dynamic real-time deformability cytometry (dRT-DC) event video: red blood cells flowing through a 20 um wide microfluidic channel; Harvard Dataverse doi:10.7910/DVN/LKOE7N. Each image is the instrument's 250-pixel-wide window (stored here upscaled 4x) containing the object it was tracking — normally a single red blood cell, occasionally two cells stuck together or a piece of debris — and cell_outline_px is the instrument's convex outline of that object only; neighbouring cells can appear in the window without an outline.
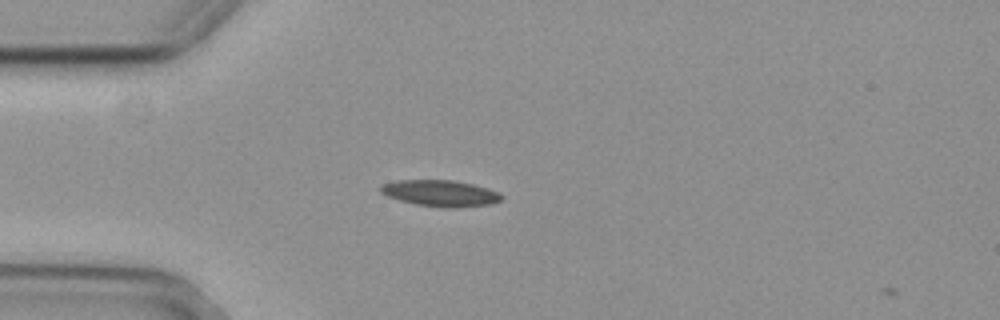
{"species": "common noctule bat (a hibernating species)", "species_latin": "Nyctalus noctula", "temperature_condition": "cold", "stored_images_in_passage": 2, "camera_frame_rate_fps": 3000, "um_per_image_px": 0.085, "animal": {"sex": "female", "body_mass_g": 29.2, "forearm_length_mm": 56.3}, "frame": {"image": 1, "passage_image": 1, "time_ms": 0.0, "image_size_px": [1000, 320], "cell_outline_px": [[504, 200], [492, 204], [460, 208], [444, 208], [416, 204], [400, 200], [388, 196], [380, 192], [380, 188], [384, 184], [396, 180], [452, 180], [472, 184], [496, 192], [504, 196]], "centroid_in_image_um": [37.47, 16.44], "position_along_channel_um": 47.5, "area_um2": 18.5}}